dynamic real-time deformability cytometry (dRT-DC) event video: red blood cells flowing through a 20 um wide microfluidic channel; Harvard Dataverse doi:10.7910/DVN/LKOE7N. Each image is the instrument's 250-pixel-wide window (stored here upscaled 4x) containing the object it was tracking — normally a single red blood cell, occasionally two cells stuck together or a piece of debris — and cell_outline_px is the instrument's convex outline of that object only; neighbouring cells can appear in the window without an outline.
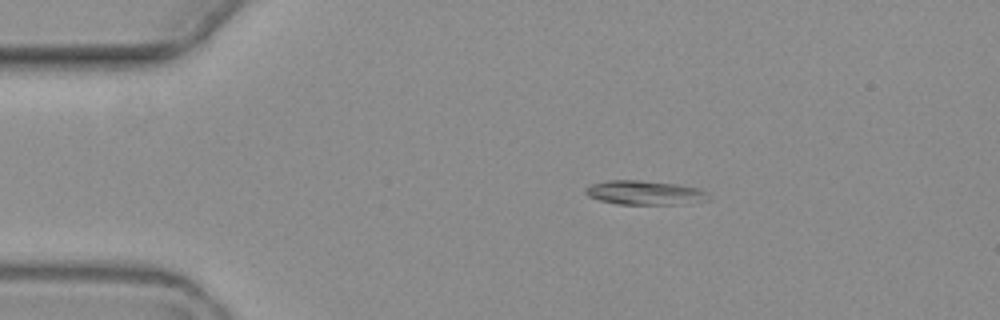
{"species": "common noctule bat (a hibernating species)", "species_latin": "Nyctalus noctula", "temperature_condition": "warm", "stored_images_in_passage": 5, "camera_frame_rate_fps": 3000, "um_per_image_px": 0.085, "animal": {"sex": "female", "body_mass_g": 19.3, "forearm_length_mm": 54.1}, "frame": {"image": 1, "passage_image": 1, "time_ms": 0.0, "image_size_px": [1000, 320], "cell_outline_px": [[708, 200], [676, 204], [616, 204], [600, 200], [588, 196], [584, 192], [584, 188], [592, 184], [608, 180], [636, 180], [676, 184], [696, 188], [708, 192]], "centroid_in_image_um": [54.75, 16.38], "position_along_channel_um": 30.3, "area_um2": 17.11}}
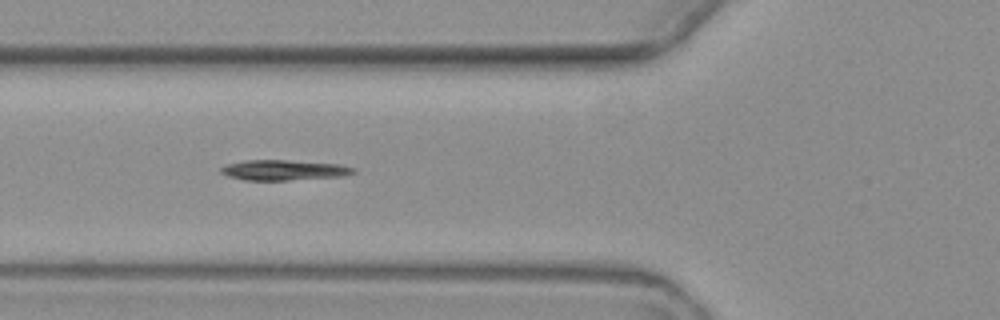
{"frame": {"image": 2, "passage_image": 3, "time_ms": 3.333, "image_size_px": [1000, 320], "cell_outline_px": [[356, 172], [340, 176], [288, 180], [244, 180], [228, 176], [220, 172], [220, 168], [224, 164], [244, 160], [288, 160], [340, 164], [356, 168]], "centroid_in_image_um": [24.08, 14.45], "position_along_channel_um": 101.7, "area_um2": 15.72}}
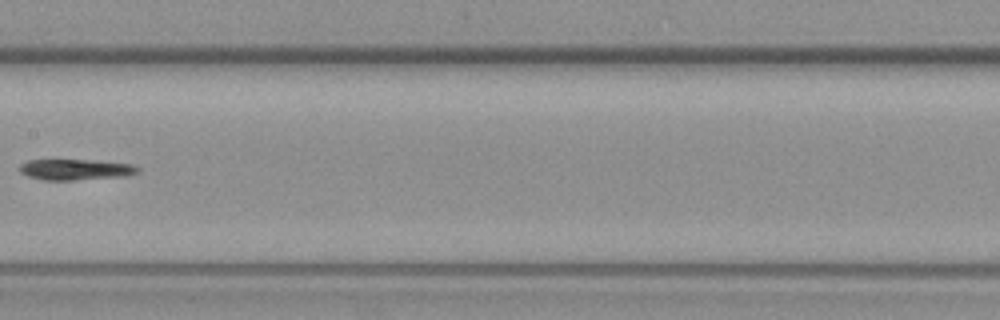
{"frame": {"image": 3, "passage_image": 5, "time_ms": 6.0, "image_size_px": [1000, 320], "cell_outline_px": [[140, 172], [128, 176], [72, 180], [40, 180], [28, 176], [20, 172], [20, 164], [28, 160], [88, 160], [132, 164], [140, 168]], "centroid_in_image_um": [6.44, 14.42], "position_along_channel_um": 201.0, "area_um2": 14.39}}